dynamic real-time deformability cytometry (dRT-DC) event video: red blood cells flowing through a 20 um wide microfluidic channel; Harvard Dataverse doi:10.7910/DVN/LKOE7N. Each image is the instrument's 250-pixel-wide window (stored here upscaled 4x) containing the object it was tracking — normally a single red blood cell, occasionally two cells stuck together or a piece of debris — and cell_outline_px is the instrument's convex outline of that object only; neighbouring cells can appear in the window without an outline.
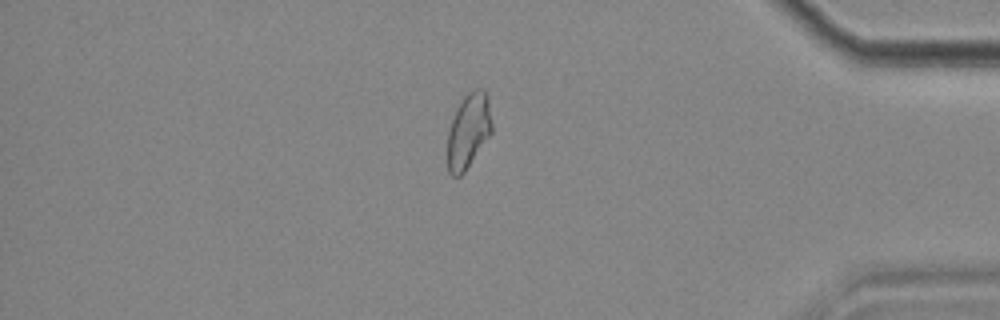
{"species": "common noctule bat (a hibernating species)", "species_latin": "Nyctalus noctula", "temperature_condition": "cold", "stored_images_in_passage": 56, "camera_frame_rate_fps": 3000, "um_per_image_px": 0.085, "animal": {"sex": "female", "body_mass_g": 18.4}, "frame": {"image": 1, "passage_image": 48, "time_ms": 15.667, "image_size_px": [1000, 320], "cell_outline_px": [[492, 132], [464, 172], [460, 176], [452, 176], [448, 172], [448, 132], [452, 120], [464, 96], [468, 92], [476, 88], [484, 88], [488, 96], [492, 124]], "centroid_in_image_um": [39.84, 11.11], "position_along_channel_um": 395.4, "area_um2": 19.13}, "authors_computed_cell_mechanics": {"area_um2": 20.0566, "velocity_mm_per_s": 3.5531, "shape_relaxation_time_tau1_ms": null, "shape_relaxation_time_tau2_ms": 4.0059, "deformation_change_tau1": null, "deformation_change_tau2": 0.102}}